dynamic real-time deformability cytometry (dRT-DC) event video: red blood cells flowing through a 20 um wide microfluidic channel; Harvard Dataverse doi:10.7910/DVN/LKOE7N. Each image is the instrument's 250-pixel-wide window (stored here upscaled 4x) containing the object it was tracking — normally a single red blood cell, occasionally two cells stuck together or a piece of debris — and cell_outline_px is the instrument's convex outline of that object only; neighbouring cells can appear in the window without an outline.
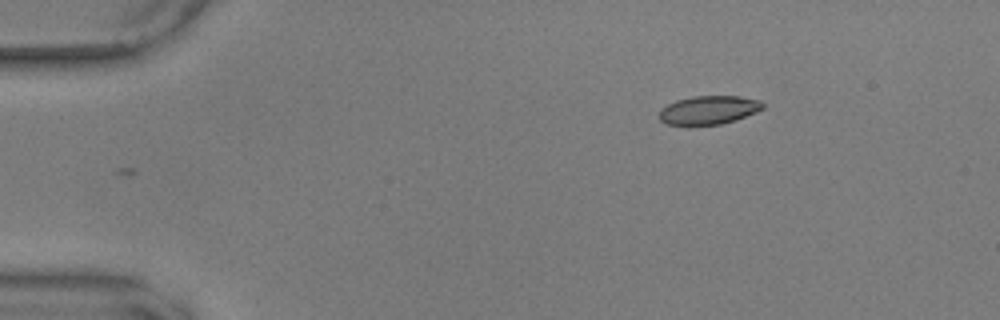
{"species": "common noctule bat (a hibernating species)", "species_latin": "Nyctalus noctula", "temperature_condition": "warm", "stored_images_in_passage": 49, "camera_frame_rate_fps": 3000, "um_per_image_px": 0.085, "animal": {"sex": "male", "body_mass_g": 17.9, "forearm_length_mm": 54.2}, "frame": {"image": 1, "passage_image": 1, "time_ms": 0.0, "image_size_px": [1000, 320], "cell_outline_px": [[764, 108], [756, 112], [736, 120], [720, 124], [688, 128], [664, 124], [660, 120], [660, 108], [676, 100], [692, 96], [740, 96], [760, 100], [764, 104]], "centroid_in_image_um": [60.19, 9.39], "position_along_channel_um": 24.8, "area_um2": 17.98}}
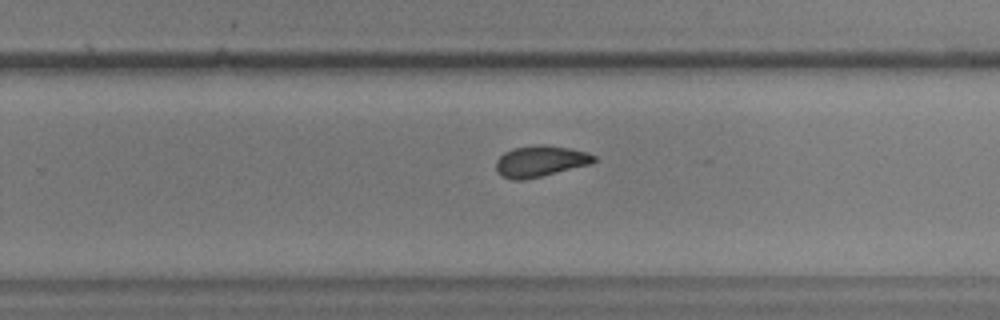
{"frame": {"image": 2, "passage_image": 29, "time_ms": 9.333, "image_size_px": [1000, 320], "cell_outline_px": [[596, 160], [592, 164], [524, 180], [512, 180], [500, 176], [496, 172], [496, 160], [504, 152], [512, 148], [536, 144], [544, 144], [568, 148], [588, 152], [596, 156]], "centroid_in_image_um": [45.91, 13.7], "position_along_channel_um": 283.9, "area_um2": 18.03}}
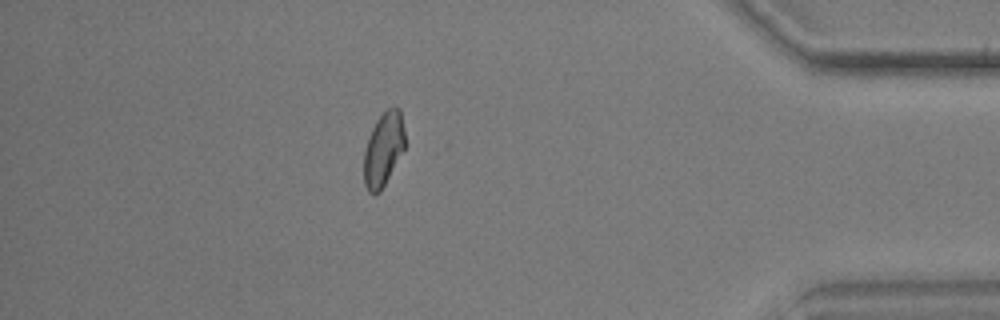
{"frame": {"image": 3, "passage_image": 42, "time_ms": 13.667, "image_size_px": [1000, 320], "cell_outline_px": [[404, 148], [380, 192], [368, 192], [364, 184], [364, 152], [368, 136], [376, 120], [388, 108], [400, 108], [404, 128]], "centroid_in_image_um": [32.57, 12.66], "position_along_channel_um": 402.6, "area_um2": 17.34}, "authors_computed_cell_mechanics": {"area_um2": 18.0336, "velocity_mm_per_s": 3.6035, "shape_relaxation_time_tau1_ms": 5.8704, "shape_relaxation_time_tau2_ms": 2.5811, "deformation_change_tau1": 0.1524, "deformation_change_tau2": 0.0798}}